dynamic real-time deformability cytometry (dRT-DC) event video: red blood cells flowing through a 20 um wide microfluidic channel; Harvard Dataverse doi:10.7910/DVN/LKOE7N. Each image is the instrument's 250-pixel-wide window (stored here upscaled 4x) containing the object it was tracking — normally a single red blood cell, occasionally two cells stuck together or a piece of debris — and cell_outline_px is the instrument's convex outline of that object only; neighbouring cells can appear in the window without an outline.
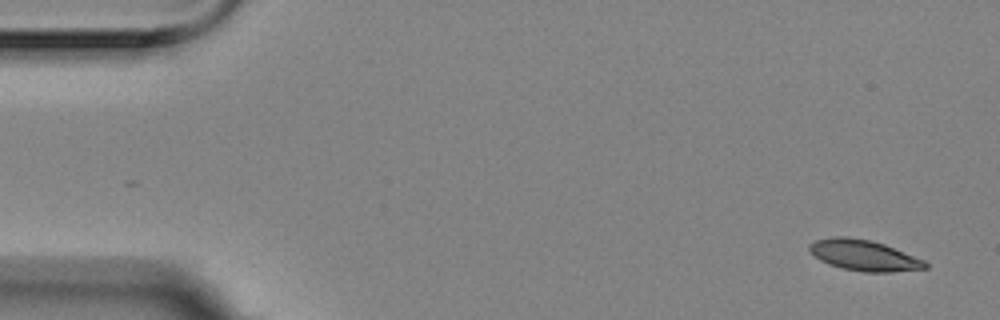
{"species": "Egyptian fruit bat (a non-hibernating species)", "species_latin": "Rousettus aegyptiacus", "temperature_condition": "room temperature", "stored_images_in_passage": 2, "camera_frame_rate_fps": 3000, "um_per_image_px": 0.085, "animal": {"sex": "female"}, "frame": {"image": 1, "passage_image": 2, "time_ms": 0.333, "image_size_px": [1000, 320], "cell_outline_px": [[928, 268], [892, 272], [864, 272], [844, 268], [828, 264], [820, 260], [808, 248], [808, 244], [816, 240], [836, 236], [844, 236], [872, 240], [884, 244], [924, 260], [928, 264]], "centroid_in_image_um": [73.44, 21.7], "position_along_channel_um": 11.6, "area_um2": 20.63}}